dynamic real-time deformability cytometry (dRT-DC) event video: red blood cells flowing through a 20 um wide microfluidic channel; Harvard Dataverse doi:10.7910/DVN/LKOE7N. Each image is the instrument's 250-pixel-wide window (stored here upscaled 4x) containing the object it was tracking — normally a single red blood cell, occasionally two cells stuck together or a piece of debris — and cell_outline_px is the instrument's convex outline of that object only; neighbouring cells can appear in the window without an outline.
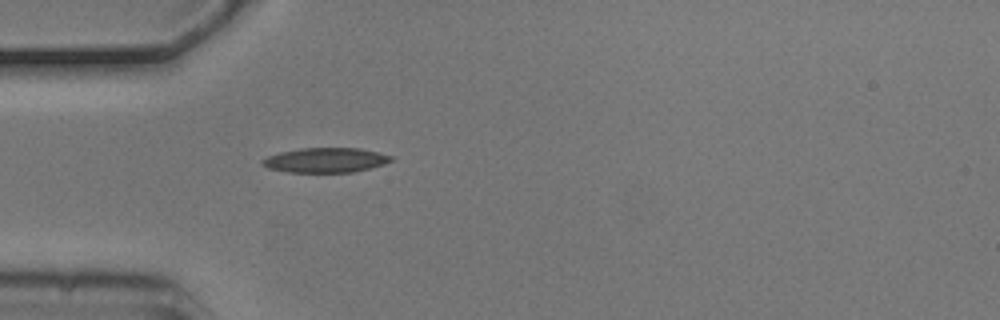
{"species": "common noctule bat (a hibernating species)", "species_latin": "Nyctalus noctula", "temperature_condition": "cold", "stored_images_in_passage": 1, "camera_frame_rate_fps": 3000, "um_per_image_px": 0.085, "animal": {"sex": "male", "body_mass_g": 20.5, "forearm_length_mm": 52.5}, "frame": {"image": 1, "passage_image": 1, "time_ms": 0.0, "image_size_px": [1000, 320], "cell_outline_px": [[392, 160], [384, 164], [352, 172], [288, 172], [268, 168], [260, 164], [260, 160], [268, 156], [280, 152], [300, 148], [360, 148], [392, 156]], "centroid_in_image_um": [27.62, 13.61], "position_along_channel_um": 57.4, "area_um2": 18.44}}